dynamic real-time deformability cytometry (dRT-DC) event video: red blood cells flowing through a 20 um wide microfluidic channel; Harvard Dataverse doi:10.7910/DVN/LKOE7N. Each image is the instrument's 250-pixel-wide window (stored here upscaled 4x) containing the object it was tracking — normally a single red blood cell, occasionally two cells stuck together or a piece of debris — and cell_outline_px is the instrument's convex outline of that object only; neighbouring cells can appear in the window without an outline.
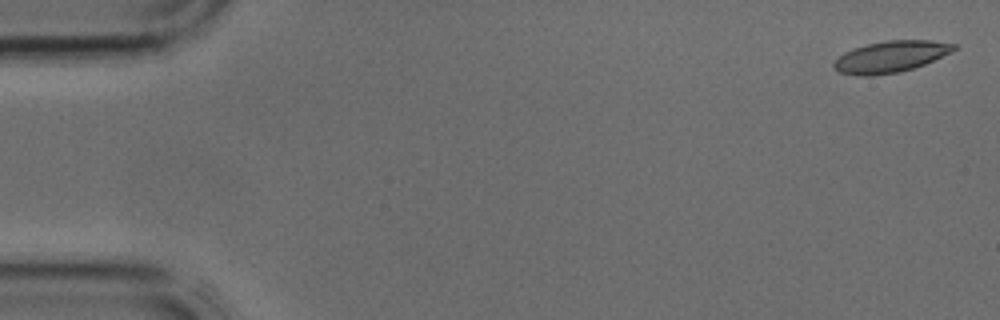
{"species": "common noctule bat (a hibernating species)", "species_latin": "Nyctalus noctula", "temperature_condition": "cold", "stored_images_in_passage": 4, "camera_frame_rate_fps": 3000, "um_per_image_px": 0.085, "animal": {"sex": "male", "body_mass_g": 17.9, "forearm_length_mm": 54.2}, "frame": {"image": 1, "passage_image": 1, "time_ms": 0.0, "image_size_px": [1000, 320], "cell_outline_px": [[956, 48], [952, 52], [924, 64], [900, 72], [872, 76], [856, 76], [840, 72], [832, 64], [844, 52], [852, 48], [884, 40], [932, 40], [956, 44]], "centroid_in_image_um": [75.71, 4.81], "position_along_channel_um": 9.3, "area_um2": 21.96}}